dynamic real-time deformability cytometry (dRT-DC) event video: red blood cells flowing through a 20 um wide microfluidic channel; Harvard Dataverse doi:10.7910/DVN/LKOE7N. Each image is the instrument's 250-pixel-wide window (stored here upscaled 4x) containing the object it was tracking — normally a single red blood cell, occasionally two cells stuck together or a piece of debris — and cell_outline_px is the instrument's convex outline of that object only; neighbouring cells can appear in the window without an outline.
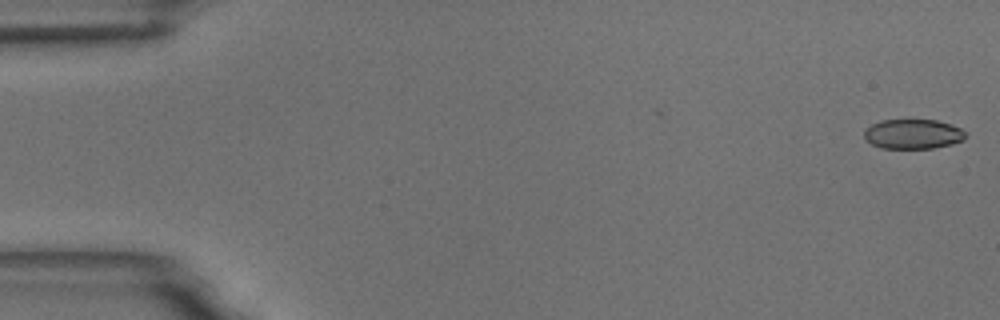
{"species": "common noctule bat (a hibernating species)", "species_latin": "Nyctalus noctula", "temperature_condition": "room temperature", "stored_images_in_passage": 8, "camera_frame_rate_fps": 3000, "um_per_image_px": 0.085, "animal": {"sex": "male", "body_mass_g": 18.8}, "frame": {"image": 1, "passage_image": 1, "time_ms": 0.0, "image_size_px": [1000, 320], "cell_outline_px": [[968, 132], [964, 140], [952, 144], [932, 148], [880, 148], [872, 144], [864, 136], [864, 128], [880, 120], [936, 120], [960, 128]], "centroid_in_image_um": [77.61, 11.39], "position_along_channel_um": 7.4, "area_um2": 17.57}}